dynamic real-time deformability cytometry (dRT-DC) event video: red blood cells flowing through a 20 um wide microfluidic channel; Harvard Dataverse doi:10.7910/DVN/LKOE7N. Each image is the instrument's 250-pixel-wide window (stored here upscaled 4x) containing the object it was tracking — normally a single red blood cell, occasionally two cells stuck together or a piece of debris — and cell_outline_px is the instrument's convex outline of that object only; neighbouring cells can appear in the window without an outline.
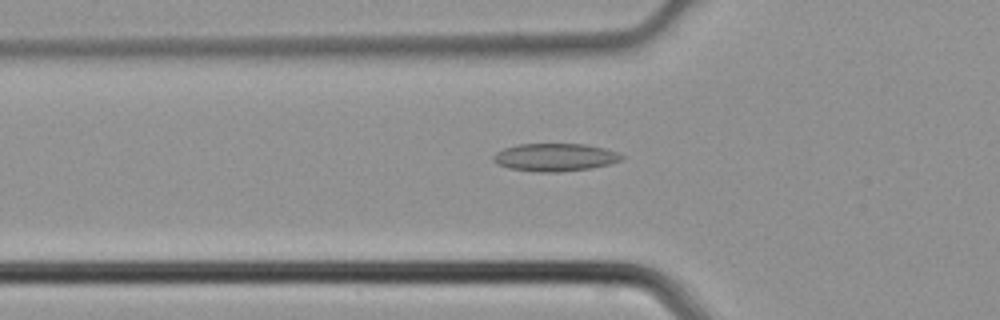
{"species": "common noctule bat (a hibernating species)", "species_latin": "Nyctalus noctula", "temperature_condition": "cold", "stored_images_in_passage": 44, "camera_frame_rate_fps": 3000, "um_per_image_px": 0.085, "animal": {"sex": "male", "body_mass_g": 21.5, "forearm_length_mm": 52.0}, "frame": {"image": 1, "passage_image": 15, "time_ms": 4.667, "image_size_px": [1000, 320], "cell_outline_px": [[624, 156], [620, 160], [608, 164], [588, 168], [560, 172], [536, 172], [508, 168], [496, 164], [492, 160], [492, 156], [496, 152], [504, 148], [520, 144], [584, 144], [604, 148], [616, 152]], "centroid_in_image_um": [47.11, 13.37], "position_along_channel_um": 78.7, "area_um2": 20.69}}
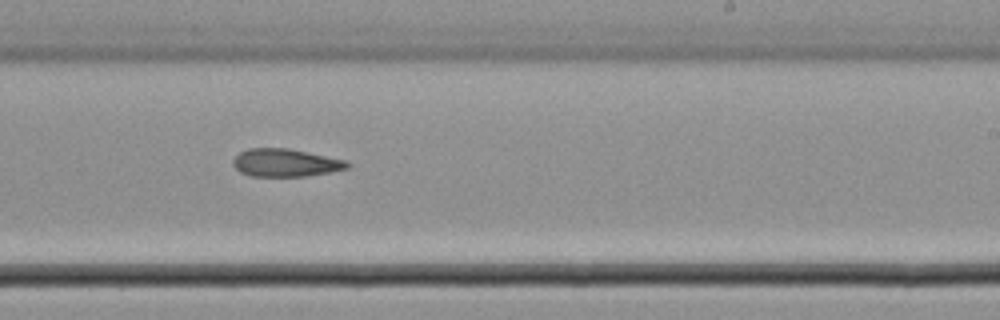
{"frame": {"image": 2, "passage_image": 27, "time_ms": 8.667, "image_size_px": [1000, 320], "cell_outline_px": [[352, 164], [348, 168], [308, 176], [252, 176], [240, 172], [232, 164], [232, 160], [240, 152], [248, 148], [288, 148], [344, 160]], "centroid_in_image_um": [24.24, 13.83], "position_along_channel_um": 264.8, "area_um2": 18.38}}
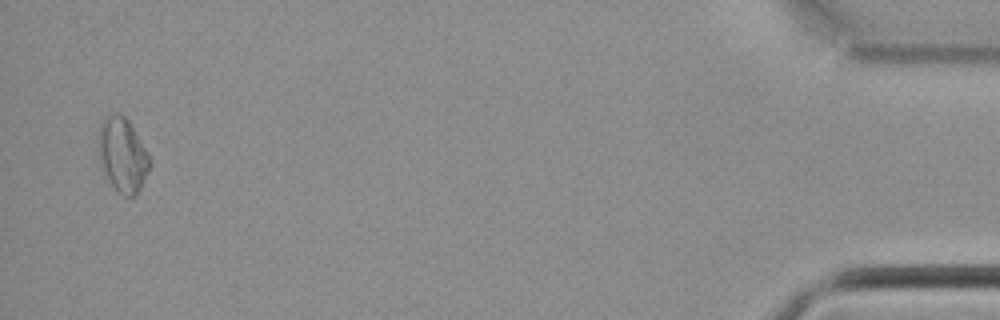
{"frame": {"image": 3, "passage_image": 43, "time_ms": 14.0, "image_size_px": [1000, 320], "cell_outline_px": [[152, 164], [136, 196], [124, 196], [112, 184], [100, 160], [96, 148], [100, 124], [104, 116], [116, 112], [120, 112], [128, 120], [144, 148]], "centroid_in_image_um": [10.4, 13.12], "position_along_channel_um": 424.8, "area_um2": 21.91}}